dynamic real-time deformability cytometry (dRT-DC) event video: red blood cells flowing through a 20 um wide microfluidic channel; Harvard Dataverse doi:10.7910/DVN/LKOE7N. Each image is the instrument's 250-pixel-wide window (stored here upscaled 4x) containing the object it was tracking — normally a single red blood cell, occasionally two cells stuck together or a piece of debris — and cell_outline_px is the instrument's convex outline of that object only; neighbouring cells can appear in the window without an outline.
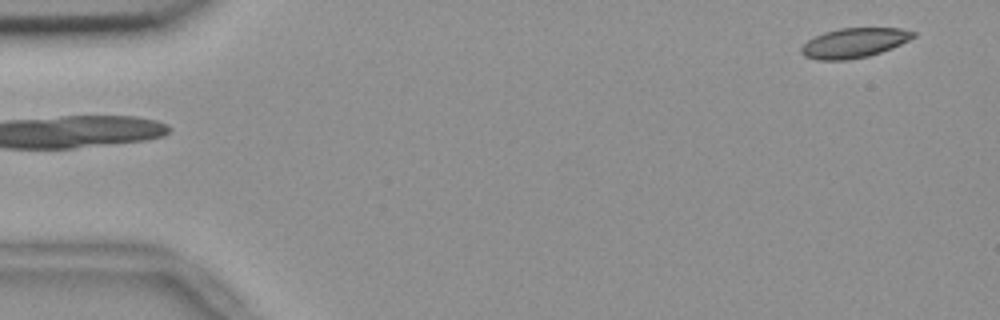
{"species": "common noctule bat (a hibernating species)", "species_latin": "Nyctalus noctula", "temperature_condition": "room temperature", "stored_images_in_passage": 7, "camera_frame_rate_fps": 3000, "um_per_image_px": 0.085, "animal": {"sex": "female", "body_mass_g": 18.4}, "frame": {"image": 1, "passage_image": 1, "time_ms": 0.0, "image_size_px": [1000, 320], "cell_outline_px": [[900, 40], [896, 44], [872, 52], [856, 56], [816, 56], [856, 28], [884, 28]], "centroid_in_image_um": [73.21, 3.63], "position_along_channel_um": 11.8, "area_um2": 10.23}}